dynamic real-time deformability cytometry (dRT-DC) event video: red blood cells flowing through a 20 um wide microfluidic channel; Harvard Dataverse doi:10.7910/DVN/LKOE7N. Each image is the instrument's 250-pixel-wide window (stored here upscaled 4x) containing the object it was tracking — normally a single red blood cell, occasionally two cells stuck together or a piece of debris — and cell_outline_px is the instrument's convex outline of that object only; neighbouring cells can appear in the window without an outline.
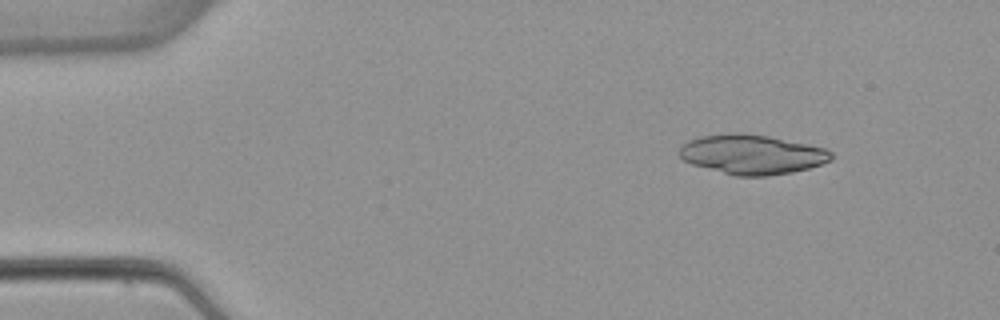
{"species": "common noctule bat (a hibernating species)", "species_latin": "Nyctalus noctula", "temperature_condition": "warm", "stored_images_in_passage": 5, "camera_frame_rate_fps": 3000, "um_per_image_px": 0.085, "animal": {"sex": "female", "body_mass_g": 22.7, "forearm_length_mm": 54.2}, "frame": {"image": 1, "passage_image": 1, "time_ms": 0.0, "image_size_px": [1000, 320], "cell_outline_px": [[832, 160], [808, 168], [792, 172], [768, 176], [736, 176], [692, 164], [684, 160], [680, 156], [680, 148], [688, 140], [700, 136], [736, 132], [740, 132], [768, 136], [824, 148], [832, 152]], "centroid_in_image_um": [63.91, 13.12], "position_along_channel_um": 21.1, "area_um2": 34.74}}
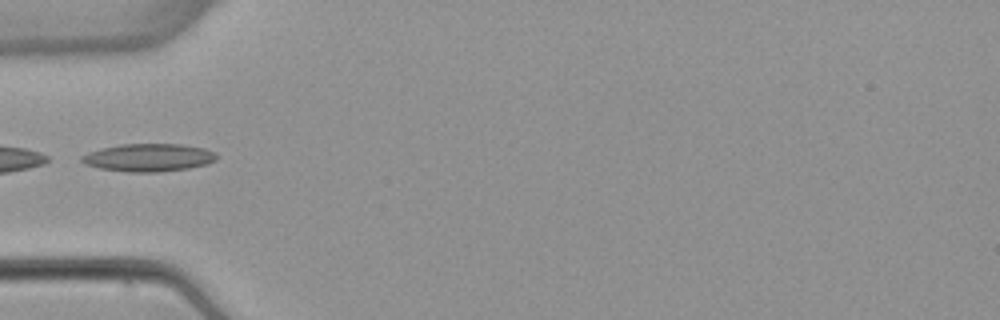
{"frame": {"image": 2, "passage_image": 4, "time_ms": 3.667, "image_size_px": [1000, 320], "cell_outline_px": [[216, 160], [208, 164], [188, 168], [160, 172], [128, 172], [100, 168], [84, 164], [80, 160], [80, 156], [88, 152], [100, 148], [120, 144], [180, 144], [204, 148], [216, 152]], "centroid_in_image_um": [12.61, 13.39], "position_along_channel_um": 72.4, "area_um2": 22.02}}
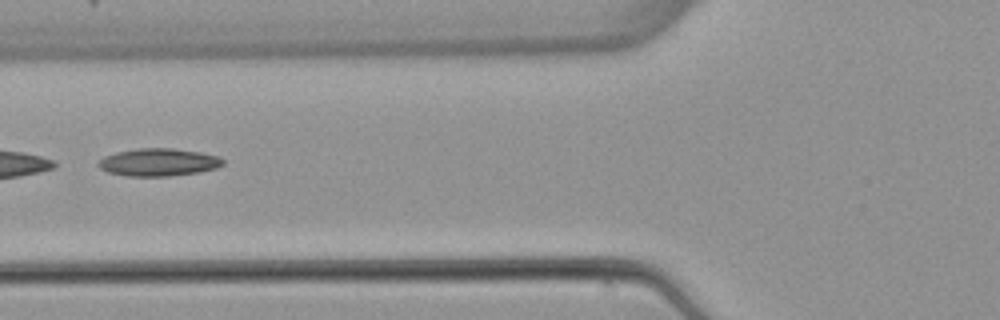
{"frame": {"image": 3, "passage_image": 5, "time_ms": 4.667, "image_size_px": [1000, 320], "cell_outline_px": [[224, 164], [216, 168], [196, 172], [168, 176], [128, 176], [108, 172], [100, 168], [96, 164], [104, 156], [116, 152], [136, 148], [172, 148], [200, 152], [216, 156], [224, 160]], "centroid_in_image_um": [13.44, 13.78], "position_along_channel_um": 112.4, "area_um2": 19.94}}